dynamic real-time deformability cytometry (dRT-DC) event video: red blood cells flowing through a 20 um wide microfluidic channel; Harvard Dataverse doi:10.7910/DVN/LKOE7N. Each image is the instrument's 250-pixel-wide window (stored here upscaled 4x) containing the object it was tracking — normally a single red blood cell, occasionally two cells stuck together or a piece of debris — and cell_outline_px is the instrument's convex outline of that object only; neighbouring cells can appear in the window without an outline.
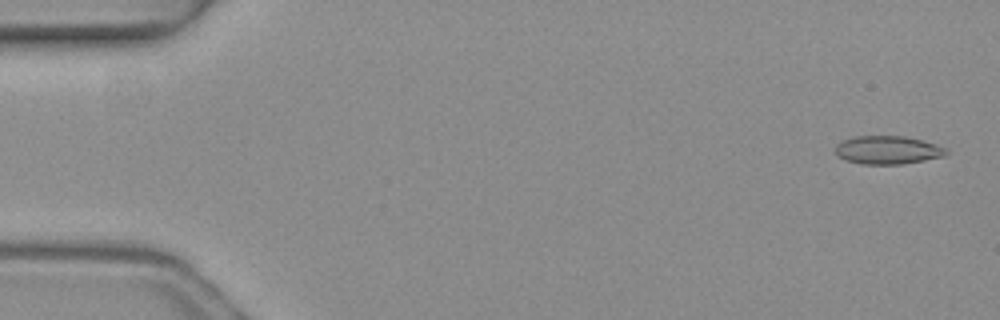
{"species": "common noctule bat (a hibernating species)", "species_latin": "Nyctalus noctula", "temperature_condition": "warm", "stored_images_in_passage": 5, "camera_frame_rate_fps": 3000, "um_per_image_px": 0.085, "animal": {"sex": "female", "body_mass_g": 19.3, "forearm_length_mm": 54.1}, "frame": {"image": 1, "passage_image": 1, "time_ms": 0.0, "image_size_px": [1000, 320], "cell_outline_px": [[948, 152], [944, 156], [904, 164], [864, 164], [844, 160], [836, 156], [836, 144], [852, 136], [904, 136], [920, 140], [944, 148]], "centroid_in_image_um": [75.39, 12.76], "position_along_channel_um": 9.6, "area_um2": 18.09}}
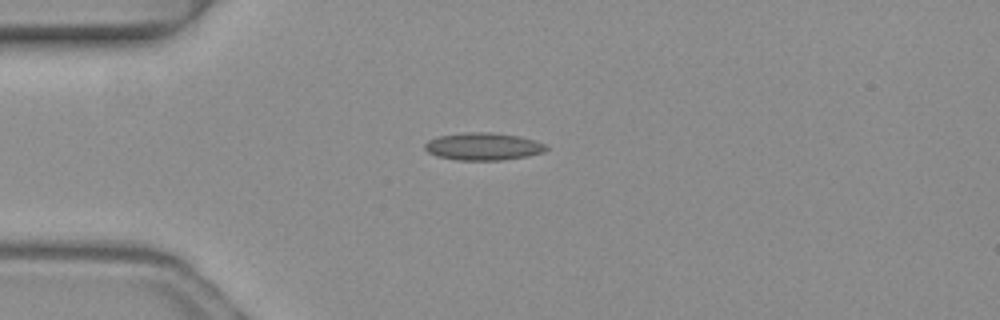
{"frame": {"image": 2, "passage_image": 4, "time_ms": 1.0, "image_size_px": [1000, 320], "cell_outline_px": [[548, 148], [544, 152], [528, 156], [500, 160], [456, 160], [436, 156], [428, 152], [424, 148], [424, 144], [428, 140], [440, 136], [464, 132], [492, 132], [516, 136], [532, 140], [544, 144]], "centroid_in_image_um": [41.03, 12.45], "position_along_channel_um": 44.0, "area_um2": 19.31}}